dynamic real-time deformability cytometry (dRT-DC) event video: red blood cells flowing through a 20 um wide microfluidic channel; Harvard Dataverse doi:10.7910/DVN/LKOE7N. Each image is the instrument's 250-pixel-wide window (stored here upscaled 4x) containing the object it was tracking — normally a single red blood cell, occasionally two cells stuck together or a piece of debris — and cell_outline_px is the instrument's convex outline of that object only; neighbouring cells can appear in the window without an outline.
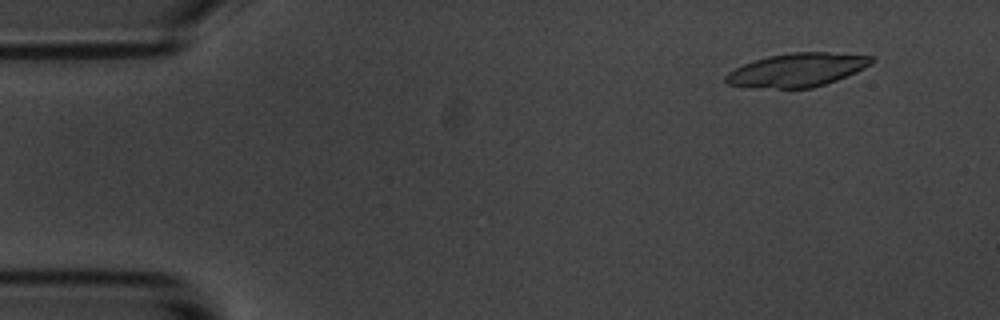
{"species": "common noctule bat (a hibernating species)", "species_latin": "Nyctalus noctula", "temperature_condition": "room temperature", "stored_images_in_passage": 5, "camera_frame_rate_fps": 3000, "um_per_image_px": 0.085, "animal": {"sex": "male", "body_mass_g": 20.1, "forearm_length_mm": 53.5}, "frame": {"image": 1, "passage_image": 2, "time_ms": 1.0, "image_size_px": [1000, 320], "cell_outline_px": [[876, 60], [872, 64], [856, 72], [836, 80], [812, 88], [744, 88], [728, 84], [724, 80], [724, 76], [728, 72], [752, 60], [768, 56], [792, 52], [828, 52], [872, 56]], "centroid_in_image_um": [67.72, 5.95], "position_along_channel_um": 17.3, "area_um2": 28.73}}